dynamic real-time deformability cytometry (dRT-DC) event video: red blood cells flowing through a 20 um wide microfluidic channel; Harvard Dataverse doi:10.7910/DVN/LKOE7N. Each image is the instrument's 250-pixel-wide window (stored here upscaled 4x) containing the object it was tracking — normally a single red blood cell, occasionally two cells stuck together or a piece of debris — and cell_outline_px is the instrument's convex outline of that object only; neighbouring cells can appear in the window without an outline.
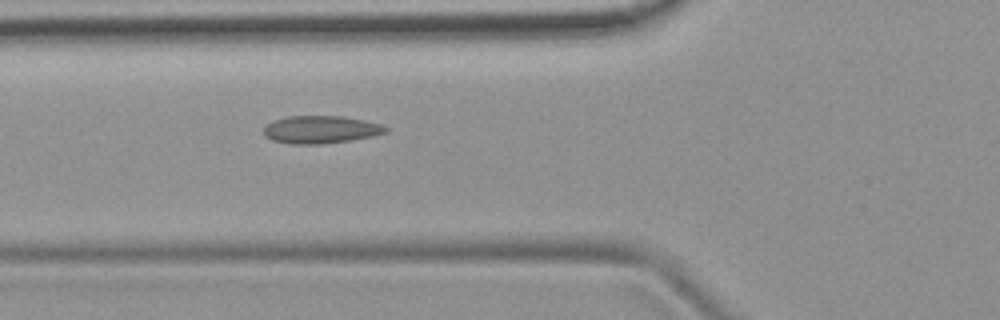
{"species": "common noctule bat (a hibernating species)", "species_latin": "Nyctalus noctula", "temperature_condition": "room temperature", "stored_images_in_passage": 6, "camera_frame_rate_fps": 3000, "um_per_image_px": 0.085, "animal": {"sex": "female", "body_mass_g": 19.9}, "frame": {"image": 1, "passage_image": 3, "time_ms": 0.667, "image_size_px": [1000, 320], "cell_outline_px": [[388, 132], [372, 136], [348, 140], [320, 144], [292, 144], [272, 140], [264, 136], [264, 128], [268, 124], [276, 120], [288, 116], [340, 116], [364, 120], [380, 124], [388, 128]], "centroid_in_image_um": [27.26, 11.01], "position_along_channel_um": 98.5, "area_um2": 19.42}}